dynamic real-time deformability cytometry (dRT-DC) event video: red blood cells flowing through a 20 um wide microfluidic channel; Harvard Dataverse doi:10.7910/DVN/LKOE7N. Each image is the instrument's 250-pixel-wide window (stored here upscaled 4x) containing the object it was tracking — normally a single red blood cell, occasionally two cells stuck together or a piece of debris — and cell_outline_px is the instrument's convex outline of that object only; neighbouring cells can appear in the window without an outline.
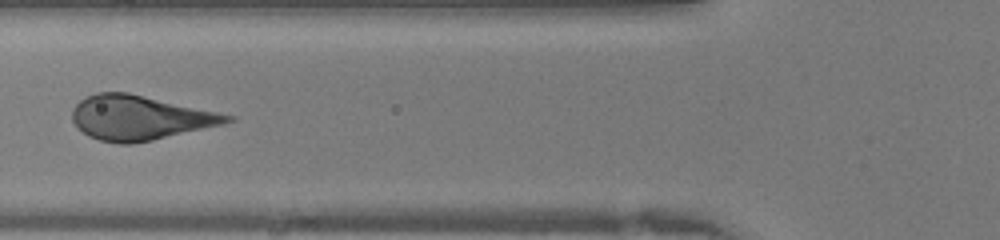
{"species": "human", "species_latin": "Homo sapiens", "temperature_condition": "warm", "stored_images_in_passage": 20, "camera_frame_rate_fps": 3000, "um_per_image_px": 0.085, "donor": {"sex": "female"}, "frame": {"image": 1, "passage_image": 6, "time_ms": 1.667, "image_size_px": [1000, 240], "cell_outline_px": [[236, 120], [224, 124], [152, 140], [132, 144], [120, 144], [100, 140], [88, 136], [76, 128], [72, 120], [72, 108], [84, 96], [96, 92], [128, 92], [236, 116]], "centroid_in_image_um": [11.85, 10.0], "position_along_channel_um": 114.0, "area_um2": 40.34}}